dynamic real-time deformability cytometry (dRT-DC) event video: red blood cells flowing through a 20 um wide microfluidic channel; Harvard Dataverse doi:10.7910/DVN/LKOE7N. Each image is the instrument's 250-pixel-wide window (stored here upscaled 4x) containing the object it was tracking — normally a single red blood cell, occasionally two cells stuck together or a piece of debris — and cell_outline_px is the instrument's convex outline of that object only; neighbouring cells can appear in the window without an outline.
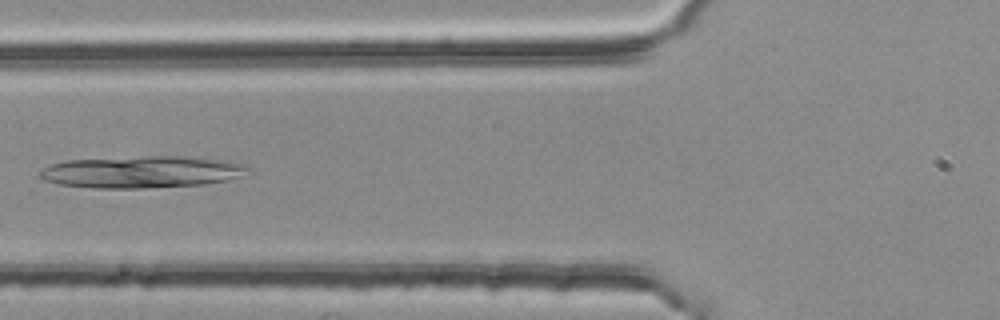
{"species": "common noctule bat (a hibernating species)", "species_latin": "Nyctalus noctula", "temperature_condition": "room temperature", "stored_images_in_passage": 5, "camera_frame_rate_fps": 3000, "um_per_image_px": 0.085, "animal": {"sex": "female", "body_mass_g": 25.1}, "frame": {"image": 1, "passage_image": 5, "time_ms": 1.333, "image_size_px": [1000, 320], "cell_outline_px": [[252, 168], [228, 180], [204, 184], [140, 188], [92, 188], [60, 184], [44, 180], [40, 176], [40, 168], [52, 164], [68, 160], [144, 156], [192, 156], [224, 160], [248, 164]], "centroid_in_image_um": [12.06, 14.6], "position_along_channel_um": 113.7, "area_um2": 38.73}}